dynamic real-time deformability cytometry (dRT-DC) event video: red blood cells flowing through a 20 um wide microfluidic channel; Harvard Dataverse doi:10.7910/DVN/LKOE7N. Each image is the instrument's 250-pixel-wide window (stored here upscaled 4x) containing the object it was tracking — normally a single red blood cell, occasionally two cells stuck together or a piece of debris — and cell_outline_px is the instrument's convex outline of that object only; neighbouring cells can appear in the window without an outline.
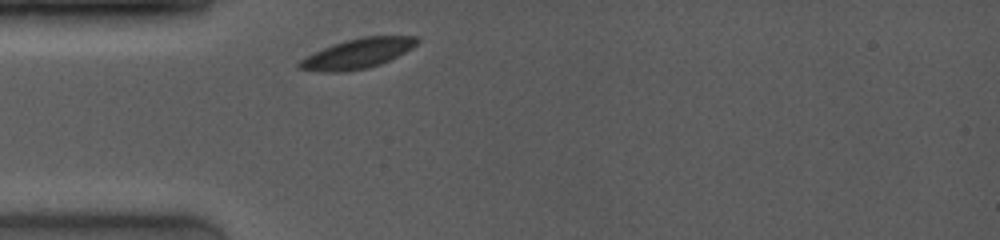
{"species": "common noctule bat (a hibernating species)", "species_latin": "Nyctalus noctula", "temperature_condition": "room temperature", "stored_images_in_passage": 6, "camera_frame_rate_fps": 4000, "um_per_image_px": 0.085, "animal": {"sex": "female", "body_mass_g": 19.0, "forearm_length_mm": 53.3}, "frame": {"image": 1, "passage_image": 1, "time_ms": 0.0, "image_size_px": [1000, 240], "cell_outline_px": [[420, 40], [412, 48], [380, 64], [364, 68], [344, 72], [320, 72], [296, 68], [296, 64], [300, 60], [324, 48], [344, 40], [364, 36], [420, 36]], "centroid_in_image_um": [30.38, 4.55], "position_along_channel_um": 54.6, "area_um2": 20.29}}
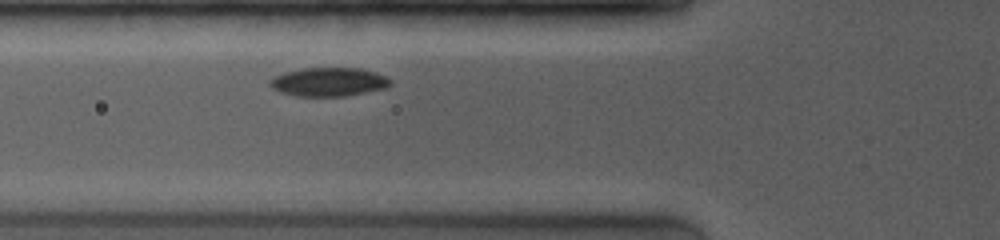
{"frame": {"image": 2, "passage_image": 3, "time_ms": 1.25, "image_size_px": [1000, 240], "cell_outline_px": [[392, 84], [384, 88], [344, 96], [296, 96], [280, 92], [272, 88], [268, 84], [268, 80], [272, 76], [284, 72], [304, 68], [360, 68], [376, 72], [392, 80]], "centroid_in_image_um": [27.89, 6.95], "position_along_channel_um": 97.9, "area_um2": 20.23}}